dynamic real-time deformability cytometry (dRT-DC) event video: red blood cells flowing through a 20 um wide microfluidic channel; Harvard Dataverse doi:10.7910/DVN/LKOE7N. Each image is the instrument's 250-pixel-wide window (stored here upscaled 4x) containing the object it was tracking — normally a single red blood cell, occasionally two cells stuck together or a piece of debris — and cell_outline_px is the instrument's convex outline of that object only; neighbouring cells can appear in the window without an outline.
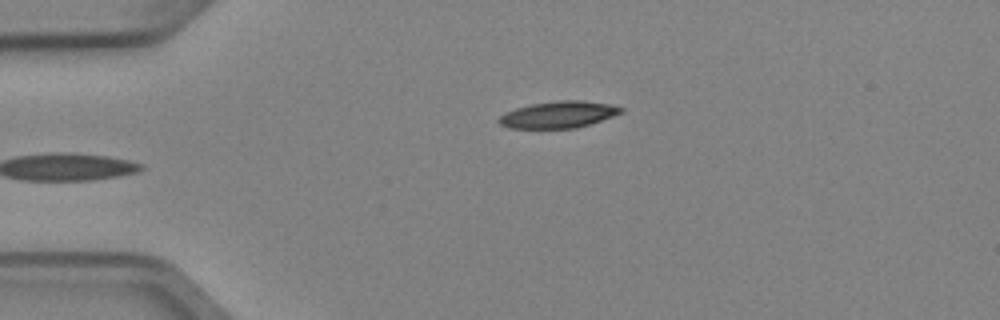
{"species": "Egyptian fruit bat (a non-hibernating species)", "species_latin": "Rousettus aegyptiacus", "temperature_condition": "cold", "stored_images_in_passage": 2, "camera_frame_rate_fps": 3000, "um_per_image_px": 0.085, "animal": {"sex": "female"}, "frame": {"image": 1, "passage_image": 2, "time_ms": 0.333, "image_size_px": [1000, 320], "cell_outline_px": [[624, 112], [576, 128], [508, 128], [500, 124], [496, 120], [504, 112], [516, 108], [532, 104], [556, 100], [580, 100], [608, 104], [624, 108]], "centroid_in_image_um": [47.43, 9.74], "position_along_channel_um": 37.6, "area_um2": 18.9}}